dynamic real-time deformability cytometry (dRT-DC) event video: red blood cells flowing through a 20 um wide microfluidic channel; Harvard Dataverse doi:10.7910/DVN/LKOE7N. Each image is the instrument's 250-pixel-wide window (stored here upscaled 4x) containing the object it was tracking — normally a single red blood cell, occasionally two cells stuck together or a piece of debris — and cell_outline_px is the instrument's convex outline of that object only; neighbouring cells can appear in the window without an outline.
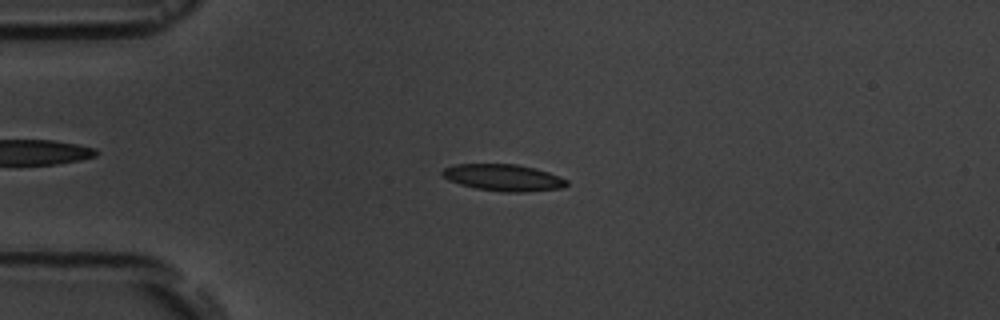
{"species": "common noctule bat (a hibernating species)", "species_latin": "Nyctalus noctula", "temperature_condition": "room temperature", "stored_images_in_passage": 4, "camera_frame_rate_fps": 3000, "um_per_image_px": 0.085, "animal": {"sex": "male", "body_mass_g": 19.5, "forearm_length_mm": 54.6}, "frame": {"image": 1, "passage_image": 4, "time_ms": 4.0, "image_size_px": [1000, 320], "cell_outline_px": [[568, 184], [564, 188], [524, 192], [504, 192], [476, 188], [460, 184], [448, 180], [440, 172], [444, 168], [456, 164], [516, 164], [536, 168], [560, 176], [568, 180]], "centroid_in_image_um": [42.82, 15.09], "position_along_channel_um": 42.2, "area_um2": 19.42}}